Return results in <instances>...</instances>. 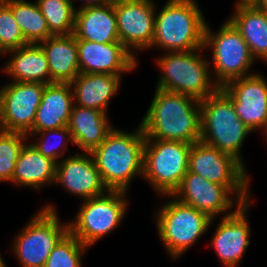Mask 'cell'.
Masks as SVG:
<instances>
[{
  "instance_id": "1",
  "label": "cell",
  "mask_w": 267,
  "mask_h": 267,
  "mask_svg": "<svg viewBox=\"0 0 267 267\" xmlns=\"http://www.w3.org/2000/svg\"><path fill=\"white\" fill-rule=\"evenodd\" d=\"M146 140L201 141L200 101L184 94L155 89L140 121Z\"/></svg>"
},
{
  "instance_id": "2",
  "label": "cell",
  "mask_w": 267,
  "mask_h": 267,
  "mask_svg": "<svg viewBox=\"0 0 267 267\" xmlns=\"http://www.w3.org/2000/svg\"><path fill=\"white\" fill-rule=\"evenodd\" d=\"M146 136L141 124L126 132L114 128L90 154L108 190L128 192L134 177L143 176V152Z\"/></svg>"
},
{
  "instance_id": "3",
  "label": "cell",
  "mask_w": 267,
  "mask_h": 267,
  "mask_svg": "<svg viewBox=\"0 0 267 267\" xmlns=\"http://www.w3.org/2000/svg\"><path fill=\"white\" fill-rule=\"evenodd\" d=\"M206 24L196 0H167L163 8L155 12L151 47L165 52L203 48Z\"/></svg>"
},
{
  "instance_id": "4",
  "label": "cell",
  "mask_w": 267,
  "mask_h": 267,
  "mask_svg": "<svg viewBox=\"0 0 267 267\" xmlns=\"http://www.w3.org/2000/svg\"><path fill=\"white\" fill-rule=\"evenodd\" d=\"M205 48L192 51L166 52L156 59L161 71L156 89L190 96L198 101L214 94L220 87L215 83L210 62L204 57ZM203 53V54H202Z\"/></svg>"
},
{
  "instance_id": "5",
  "label": "cell",
  "mask_w": 267,
  "mask_h": 267,
  "mask_svg": "<svg viewBox=\"0 0 267 267\" xmlns=\"http://www.w3.org/2000/svg\"><path fill=\"white\" fill-rule=\"evenodd\" d=\"M201 141L227 153L244 167L241 149L252 132L236 114L232 99L219 88L200 101Z\"/></svg>"
},
{
  "instance_id": "6",
  "label": "cell",
  "mask_w": 267,
  "mask_h": 267,
  "mask_svg": "<svg viewBox=\"0 0 267 267\" xmlns=\"http://www.w3.org/2000/svg\"><path fill=\"white\" fill-rule=\"evenodd\" d=\"M171 200L158 208L155 216L157 233L168 256L176 261L197 243L213 224L207 214L185 205L171 195Z\"/></svg>"
},
{
  "instance_id": "7",
  "label": "cell",
  "mask_w": 267,
  "mask_h": 267,
  "mask_svg": "<svg viewBox=\"0 0 267 267\" xmlns=\"http://www.w3.org/2000/svg\"><path fill=\"white\" fill-rule=\"evenodd\" d=\"M53 204L41 207L20 233L11 247L22 267H44L50 253L69 232L68 222L60 221Z\"/></svg>"
},
{
  "instance_id": "8",
  "label": "cell",
  "mask_w": 267,
  "mask_h": 267,
  "mask_svg": "<svg viewBox=\"0 0 267 267\" xmlns=\"http://www.w3.org/2000/svg\"><path fill=\"white\" fill-rule=\"evenodd\" d=\"M204 48L212 51L211 73L220 88L231 80L254 74L249 72L255 58L240 32L228 19L218 28L217 33L206 24Z\"/></svg>"
},
{
  "instance_id": "9",
  "label": "cell",
  "mask_w": 267,
  "mask_h": 267,
  "mask_svg": "<svg viewBox=\"0 0 267 267\" xmlns=\"http://www.w3.org/2000/svg\"><path fill=\"white\" fill-rule=\"evenodd\" d=\"M191 146L181 141L145 140L141 179L159 195H172L188 172Z\"/></svg>"
},
{
  "instance_id": "10",
  "label": "cell",
  "mask_w": 267,
  "mask_h": 267,
  "mask_svg": "<svg viewBox=\"0 0 267 267\" xmlns=\"http://www.w3.org/2000/svg\"><path fill=\"white\" fill-rule=\"evenodd\" d=\"M127 192L108 190L105 194L81 201L75 221L68 223L69 232L84 245H95L120 226L127 213Z\"/></svg>"
},
{
  "instance_id": "11",
  "label": "cell",
  "mask_w": 267,
  "mask_h": 267,
  "mask_svg": "<svg viewBox=\"0 0 267 267\" xmlns=\"http://www.w3.org/2000/svg\"><path fill=\"white\" fill-rule=\"evenodd\" d=\"M188 172L224 185L243 204L251 201L250 175L246 167L231 155L221 152L203 141L193 143L189 153Z\"/></svg>"
},
{
  "instance_id": "12",
  "label": "cell",
  "mask_w": 267,
  "mask_h": 267,
  "mask_svg": "<svg viewBox=\"0 0 267 267\" xmlns=\"http://www.w3.org/2000/svg\"><path fill=\"white\" fill-rule=\"evenodd\" d=\"M45 84L9 82L0 88V114L3 131L28 134L36 118Z\"/></svg>"
},
{
  "instance_id": "13",
  "label": "cell",
  "mask_w": 267,
  "mask_h": 267,
  "mask_svg": "<svg viewBox=\"0 0 267 267\" xmlns=\"http://www.w3.org/2000/svg\"><path fill=\"white\" fill-rule=\"evenodd\" d=\"M232 195L233 193L224 185L210 182L200 175L187 172L171 196L181 203L207 214L211 219H215L221 214L222 218L233 214L243 204Z\"/></svg>"
},
{
  "instance_id": "14",
  "label": "cell",
  "mask_w": 267,
  "mask_h": 267,
  "mask_svg": "<svg viewBox=\"0 0 267 267\" xmlns=\"http://www.w3.org/2000/svg\"><path fill=\"white\" fill-rule=\"evenodd\" d=\"M113 5L120 42L135 57L137 51L151 48L157 10L155 2L117 0Z\"/></svg>"
},
{
  "instance_id": "15",
  "label": "cell",
  "mask_w": 267,
  "mask_h": 267,
  "mask_svg": "<svg viewBox=\"0 0 267 267\" xmlns=\"http://www.w3.org/2000/svg\"><path fill=\"white\" fill-rule=\"evenodd\" d=\"M221 89L232 99L236 114L252 132H267V80L262 74L254 72L231 80Z\"/></svg>"
},
{
  "instance_id": "16",
  "label": "cell",
  "mask_w": 267,
  "mask_h": 267,
  "mask_svg": "<svg viewBox=\"0 0 267 267\" xmlns=\"http://www.w3.org/2000/svg\"><path fill=\"white\" fill-rule=\"evenodd\" d=\"M77 48L80 73L122 76L138 65L137 57L121 42L103 44L77 39Z\"/></svg>"
},
{
  "instance_id": "17",
  "label": "cell",
  "mask_w": 267,
  "mask_h": 267,
  "mask_svg": "<svg viewBox=\"0 0 267 267\" xmlns=\"http://www.w3.org/2000/svg\"><path fill=\"white\" fill-rule=\"evenodd\" d=\"M54 184L61 185L83 201L108 191L90 152L76 153L60 160L56 164Z\"/></svg>"
},
{
  "instance_id": "18",
  "label": "cell",
  "mask_w": 267,
  "mask_h": 267,
  "mask_svg": "<svg viewBox=\"0 0 267 267\" xmlns=\"http://www.w3.org/2000/svg\"><path fill=\"white\" fill-rule=\"evenodd\" d=\"M251 203H244L233 214L221 218L216 227L211 246L224 267H238L250 245L251 228L247 215Z\"/></svg>"
},
{
  "instance_id": "19",
  "label": "cell",
  "mask_w": 267,
  "mask_h": 267,
  "mask_svg": "<svg viewBox=\"0 0 267 267\" xmlns=\"http://www.w3.org/2000/svg\"><path fill=\"white\" fill-rule=\"evenodd\" d=\"M74 106L70 83L45 84L36 118L30 132L66 127Z\"/></svg>"
},
{
  "instance_id": "20",
  "label": "cell",
  "mask_w": 267,
  "mask_h": 267,
  "mask_svg": "<svg viewBox=\"0 0 267 267\" xmlns=\"http://www.w3.org/2000/svg\"><path fill=\"white\" fill-rule=\"evenodd\" d=\"M73 35L76 39L103 44L120 42L114 5L77 8Z\"/></svg>"
},
{
  "instance_id": "21",
  "label": "cell",
  "mask_w": 267,
  "mask_h": 267,
  "mask_svg": "<svg viewBox=\"0 0 267 267\" xmlns=\"http://www.w3.org/2000/svg\"><path fill=\"white\" fill-rule=\"evenodd\" d=\"M107 116L103 111L74 105L67 124L74 145L82 152L98 147L115 128Z\"/></svg>"
},
{
  "instance_id": "22",
  "label": "cell",
  "mask_w": 267,
  "mask_h": 267,
  "mask_svg": "<svg viewBox=\"0 0 267 267\" xmlns=\"http://www.w3.org/2000/svg\"><path fill=\"white\" fill-rule=\"evenodd\" d=\"M39 44L48 61L50 83H71L80 74L77 39L73 34L51 36Z\"/></svg>"
},
{
  "instance_id": "23",
  "label": "cell",
  "mask_w": 267,
  "mask_h": 267,
  "mask_svg": "<svg viewBox=\"0 0 267 267\" xmlns=\"http://www.w3.org/2000/svg\"><path fill=\"white\" fill-rule=\"evenodd\" d=\"M122 76L80 73L70 84L74 105L107 113V107L121 87Z\"/></svg>"
},
{
  "instance_id": "24",
  "label": "cell",
  "mask_w": 267,
  "mask_h": 267,
  "mask_svg": "<svg viewBox=\"0 0 267 267\" xmlns=\"http://www.w3.org/2000/svg\"><path fill=\"white\" fill-rule=\"evenodd\" d=\"M11 55L2 71L13 82L50 84V71L44 50L39 43H28L6 52Z\"/></svg>"
},
{
  "instance_id": "25",
  "label": "cell",
  "mask_w": 267,
  "mask_h": 267,
  "mask_svg": "<svg viewBox=\"0 0 267 267\" xmlns=\"http://www.w3.org/2000/svg\"><path fill=\"white\" fill-rule=\"evenodd\" d=\"M55 175L56 163L43 156L29 141L20 150L11 183L39 190L54 185Z\"/></svg>"
},
{
  "instance_id": "26",
  "label": "cell",
  "mask_w": 267,
  "mask_h": 267,
  "mask_svg": "<svg viewBox=\"0 0 267 267\" xmlns=\"http://www.w3.org/2000/svg\"><path fill=\"white\" fill-rule=\"evenodd\" d=\"M228 20L240 32L255 60L267 62V12L255 7H239Z\"/></svg>"
},
{
  "instance_id": "27",
  "label": "cell",
  "mask_w": 267,
  "mask_h": 267,
  "mask_svg": "<svg viewBox=\"0 0 267 267\" xmlns=\"http://www.w3.org/2000/svg\"><path fill=\"white\" fill-rule=\"evenodd\" d=\"M3 1L11 8L28 43H39L53 36L36 1L33 3L28 0Z\"/></svg>"
},
{
  "instance_id": "28",
  "label": "cell",
  "mask_w": 267,
  "mask_h": 267,
  "mask_svg": "<svg viewBox=\"0 0 267 267\" xmlns=\"http://www.w3.org/2000/svg\"><path fill=\"white\" fill-rule=\"evenodd\" d=\"M53 36L71 35L77 8L71 0H36Z\"/></svg>"
},
{
  "instance_id": "29",
  "label": "cell",
  "mask_w": 267,
  "mask_h": 267,
  "mask_svg": "<svg viewBox=\"0 0 267 267\" xmlns=\"http://www.w3.org/2000/svg\"><path fill=\"white\" fill-rule=\"evenodd\" d=\"M31 135L37 136V141L35 140L33 143L31 141V145L35 147L43 156L53 160L56 164L59 162L60 157L63 159V151L67 150V142H71L74 144L72 139L71 132L69 128L61 127L57 129H48L40 132H29L27 134L28 139ZM51 137L52 141L51 142ZM50 138V140H49ZM56 141V142H55ZM58 141V142H57Z\"/></svg>"
},
{
  "instance_id": "30",
  "label": "cell",
  "mask_w": 267,
  "mask_h": 267,
  "mask_svg": "<svg viewBox=\"0 0 267 267\" xmlns=\"http://www.w3.org/2000/svg\"><path fill=\"white\" fill-rule=\"evenodd\" d=\"M88 248L68 232L53 248L44 267H82V255Z\"/></svg>"
},
{
  "instance_id": "31",
  "label": "cell",
  "mask_w": 267,
  "mask_h": 267,
  "mask_svg": "<svg viewBox=\"0 0 267 267\" xmlns=\"http://www.w3.org/2000/svg\"><path fill=\"white\" fill-rule=\"evenodd\" d=\"M28 142L23 133L2 131L0 133V182H11L21 148Z\"/></svg>"
},
{
  "instance_id": "32",
  "label": "cell",
  "mask_w": 267,
  "mask_h": 267,
  "mask_svg": "<svg viewBox=\"0 0 267 267\" xmlns=\"http://www.w3.org/2000/svg\"><path fill=\"white\" fill-rule=\"evenodd\" d=\"M28 44L11 8L0 0V47L5 51L18 49Z\"/></svg>"
},
{
  "instance_id": "33",
  "label": "cell",
  "mask_w": 267,
  "mask_h": 267,
  "mask_svg": "<svg viewBox=\"0 0 267 267\" xmlns=\"http://www.w3.org/2000/svg\"><path fill=\"white\" fill-rule=\"evenodd\" d=\"M78 1V0H77ZM82 1V6L80 7H86V6H96V5H111L114 4L117 0H79ZM72 3H74V0H71Z\"/></svg>"
},
{
  "instance_id": "34",
  "label": "cell",
  "mask_w": 267,
  "mask_h": 267,
  "mask_svg": "<svg viewBox=\"0 0 267 267\" xmlns=\"http://www.w3.org/2000/svg\"><path fill=\"white\" fill-rule=\"evenodd\" d=\"M258 0H237L235 3V9L239 7H251L256 6Z\"/></svg>"
},
{
  "instance_id": "35",
  "label": "cell",
  "mask_w": 267,
  "mask_h": 267,
  "mask_svg": "<svg viewBox=\"0 0 267 267\" xmlns=\"http://www.w3.org/2000/svg\"><path fill=\"white\" fill-rule=\"evenodd\" d=\"M255 7L267 12V0H258Z\"/></svg>"
},
{
  "instance_id": "36",
  "label": "cell",
  "mask_w": 267,
  "mask_h": 267,
  "mask_svg": "<svg viewBox=\"0 0 267 267\" xmlns=\"http://www.w3.org/2000/svg\"><path fill=\"white\" fill-rule=\"evenodd\" d=\"M0 267H7V265L5 264L4 259L2 258L1 253H0Z\"/></svg>"
},
{
  "instance_id": "37",
  "label": "cell",
  "mask_w": 267,
  "mask_h": 267,
  "mask_svg": "<svg viewBox=\"0 0 267 267\" xmlns=\"http://www.w3.org/2000/svg\"><path fill=\"white\" fill-rule=\"evenodd\" d=\"M1 55H6V52L0 47V57Z\"/></svg>"
},
{
  "instance_id": "38",
  "label": "cell",
  "mask_w": 267,
  "mask_h": 267,
  "mask_svg": "<svg viewBox=\"0 0 267 267\" xmlns=\"http://www.w3.org/2000/svg\"><path fill=\"white\" fill-rule=\"evenodd\" d=\"M3 131V127H2V124H1V114H0V133Z\"/></svg>"
},
{
  "instance_id": "39",
  "label": "cell",
  "mask_w": 267,
  "mask_h": 267,
  "mask_svg": "<svg viewBox=\"0 0 267 267\" xmlns=\"http://www.w3.org/2000/svg\"><path fill=\"white\" fill-rule=\"evenodd\" d=\"M264 136H265V138H264V139H266V140H267V132L264 134Z\"/></svg>"
}]
</instances>
